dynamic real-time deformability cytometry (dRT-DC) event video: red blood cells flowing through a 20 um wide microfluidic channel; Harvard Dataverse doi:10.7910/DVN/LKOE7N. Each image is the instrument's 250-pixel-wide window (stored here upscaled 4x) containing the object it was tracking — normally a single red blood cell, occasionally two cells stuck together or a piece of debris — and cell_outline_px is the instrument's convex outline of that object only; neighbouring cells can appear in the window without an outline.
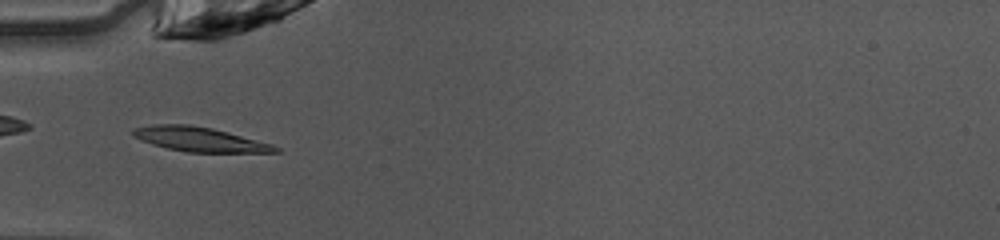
{"species": "common noctule bat (a hibernating species)", "species_latin": "Nyctalus noctula", "temperature_condition": "warm", "stored_images_in_passage": 45, "camera_frame_rate_fps": 3000, "um_per_image_px": 0.085, "animal": {"sex": "female", "body_mass_g": 10.0, "forearm_length_mm": 53.1}, "frame": {"image": 1, "passage_image": 16, "time_ms": 5.0, "image_size_px": [1000, 240], "cell_outline_px": [[280, 152], [188, 152], [168, 148], [152, 144], [140, 140], [132, 136], [132, 132], [136, 128], [152, 124], [188, 124], [212, 128], [228, 132], [272, 144], [280, 148]], "centroid_in_image_um": [16.96, 11.84], "position_along_channel_um": 68.0, "area_um2": 20.11}}
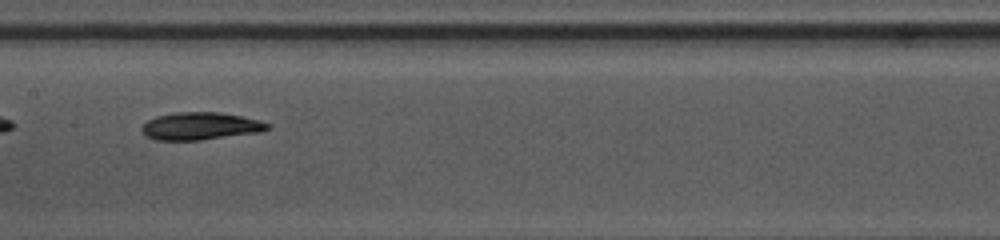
{"frame": {"image": 2, "passage_image": 25, "time_ms": 8.0, "image_size_px": [1000, 240], "cell_outline_px": [[272, 128], [260, 132], [200, 140], [156, 140], [148, 136], [140, 128], [148, 120], [156, 116], [180, 112], [220, 112], [260, 120], [268, 124]], "centroid_in_image_um": [17.06, 10.72], "position_along_channel_um": 190.3, "area_um2": 20.0}}
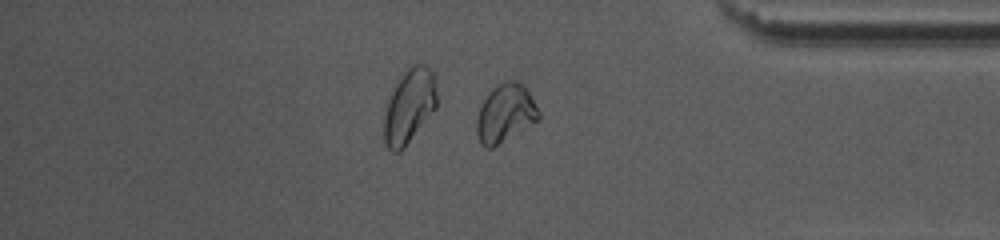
{"frame": {"image": 3, "passage_image": 41, "time_ms": 13.333, "image_size_px": [1000, 240], "cell_outline_px": [[540, 120], [492, 148], [484, 148], [480, 144], [476, 132], [476, 120], [480, 104], [488, 92], [492, 88], [504, 80], [516, 80], [524, 84], [540, 112]], "centroid_in_image_um": [42.94, 9.62], "position_along_channel_um": 392.3, "area_um2": 21.44}}